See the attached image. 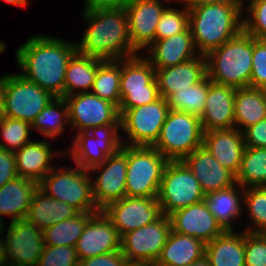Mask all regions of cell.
<instances>
[{
  "label": "cell",
  "mask_w": 266,
  "mask_h": 266,
  "mask_svg": "<svg viewBox=\"0 0 266 266\" xmlns=\"http://www.w3.org/2000/svg\"><path fill=\"white\" fill-rule=\"evenodd\" d=\"M15 52L20 75L53 96L64 97L65 72L69 60L78 52L76 42L38 34Z\"/></svg>",
  "instance_id": "1"
},
{
  "label": "cell",
  "mask_w": 266,
  "mask_h": 266,
  "mask_svg": "<svg viewBox=\"0 0 266 266\" xmlns=\"http://www.w3.org/2000/svg\"><path fill=\"white\" fill-rule=\"evenodd\" d=\"M87 29L77 41V51L102 60H118L138 55L132 47L124 7L84 5Z\"/></svg>",
  "instance_id": "2"
},
{
  "label": "cell",
  "mask_w": 266,
  "mask_h": 266,
  "mask_svg": "<svg viewBox=\"0 0 266 266\" xmlns=\"http://www.w3.org/2000/svg\"><path fill=\"white\" fill-rule=\"evenodd\" d=\"M244 3H218L188 6L189 28L195 47L206 56L243 30Z\"/></svg>",
  "instance_id": "3"
},
{
  "label": "cell",
  "mask_w": 266,
  "mask_h": 266,
  "mask_svg": "<svg viewBox=\"0 0 266 266\" xmlns=\"http://www.w3.org/2000/svg\"><path fill=\"white\" fill-rule=\"evenodd\" d=\"M252 56L253 36L242 30L205 56L207 77L221 85L250 87Z\"/></svg>",
  "instance_id": "4"
},
{
  "label": "cell",
  "mask_w": 266,
  "mask_h": 266,
  "mask_svg": "<svg viewBox=\"0 0 266 266\" xmlns=\"http://www.w3.org/2000/svg\"><path fill=\"white\" fill-rule=\"evenodd\" d=\"M203 135L200 117L169 110L159 137L152 147L168 161H181L195 149L202 147Z\"/></svg>",
  "instance_id": "5"
},
{
  "label": "cell",
  "mask_w": 266,
  "mask_h": 266,
  "mask_svg": "<svg viewBox=\"0 0 266 266\" xmlns=\"http://www.w3.org/2000/svg\"><path fill=\"white\" fill-rule=\"evenodd\" d=\"M76 168L54 167L38 183V187L50 197L65 202L79 212L101 211L94 200L90 171L74 164Z\"/></svg>",
  "instance_id": "6"
},
{
  "label": "cell",
  "mask_w": 266,
  "mask_h": 266,
  "mask_svg": "<svg viewBox=\"0 0 266 266\" xmlns=\"http://www.w3.org/2000/svg\"><path fill=\"white\" fill-rule=\"evenodd\" d=\"M168 160L154 147L128 146L126 196L158 197Z\"/></svg>",
  "instance_id": "7"
},
{
  "label": "cell",
  "mask_w": 266,
  "mask_h": 266,
  "mask_svg": "<svg viewBox=\"0 0 266 266\" xmlns=\"http://www.w3.org/2000/svg\"><path fill=\"white\" fill-rule=\"evenodd\" d=\"M4 226H0V266H37L45 246L42 231L27 219ZM5 229L6 237H1Z\"/></svg>",
  "instance_id": "8"
},
{
  "label": "cell",
  "mask_w": 266,
  "mask_h": 266,
  "mask_svg": "<svg viewBox=\"0 0 266 266\" xmlns=\"http://www.w3.org/2000/svg\"><path fill=\"white\" fill-rule=\"evenodd\" d=\"M120 115L126 110L152 103L160 98L155 68L139 54L121 59Z\"/></svg>",
  "instance_id": "9"
},
{
  "label": "cell",
  "mask_w": 266,
  "mask_h": 266,
  "mask_svg": "<svg viewBox=\"0 0 266 266\" xmlns=\"http://www.w3.org/2000/svg\"><path fill=\"white\" fill-rule=\"evenodd\" d=\"M204 199L205 193L187 165L182 160L168 161L162 174L157 197L162 214L169 216L178 209Z\"/></svg>",
  "instance_id": "10"
},
{
  "label": "cell",
  "mask_w": 266,
  "mask_h": 266,
  "mask_svg": "<svg viewBox=\"0 0 266 266\" xmlns=\"http://www.w3.org/2000/svg\"><path fill=\"white\" fill-rule=\"evenodd\" d=\"M121 123H110L77 132L70 150L75 164L85 170L102 164L123 146L118 131Z\"/></svg>",
  "instance_id": "11"
},
{
  "label": "cell",
  "mask_w": 266,
  "mask_h": 266,
  "mask_svg": "<svg viewBox=\"0 0 266 266\" xmlns=\"http://www.w3.org/2000/svg\"><path fill=\"white\" fill-rule=\"evenodd\" d=\"M170 108L167 99L158 100L139 107L126 109L121 115V130L128 136L127 146L152 147L162 130Z\"/></svg>",
  "instance_id": "12"
},
{
  "label": "cell",
  "mask_w": 266,
  "mask_h": 266,
  "mask_svg": "<svg viewBox=\"0 0 266 266\" xmlns=\"http://www.w3.org/2000/svg\"><path fill=\"white\" fill-rule=\"evenodd\" d=\"M54 97L49 91L26 80L20 74H5L6 117L31 124Z\"/></svg>",
  "instance_id": "13"
},
{
  "label": "cell",
  "mask_w": 266,
  "mask_h": 266,
  "mask_svg": "<svg viewBox=\"0 0 266 266\" xmlns=\"http://www.w3.org/2000/svg\"><path fill=\"white\" fill-rule=\"evenodd\" d=\"M127 161L128 146L123 145L113 155L108 156L102 164L89 170L100 173L92 181L93 197L100 210L109 203L121 200L126 196Z\"/></svg>",
  "instance_id": "14"
},
{
  "label": "cell",
  "mask_w": 266,
  "mask_h": 266,
  "mask_svg": "<svg viewBox=\"0 0 266 266\" xmlns=\"http://www.w3.org/2000/svg\"><path fill=\"white\" fill-rule=\"evenodd\" d=\"M120 236L156 221L161 215L157 197H128L102 209Z\"/></svg>",
  "instance_id": "15"
},
{
  "label": "cell",
  "mask_w": 266,
  "mask_h": 266,
  "mask_svg": "<svg viewBox=\"0 0 266 266\" xmlns=\"http://www.w3.org/2000/svg\"><path fill=\"white\" fill-rule=\"evenodd\" d=\"M64 98L68 104L72 129L78 128L81 132L100 125L121 123L119 108L91 92H80Z\"/></svg>",
  "instance_id": "16"
},
{
  "label": "cell",
  "mask_w": 266,
  "mask_h": 266,
  "mask_svg": "<svg viewBox=\"0 0 266 266\" xmlns=\"http://www.w3.org/2000/svg\"><path fill=\"white\" fill-rule=\"evenodd\" d=\"M170 217L162 214L156 221L121 236V251L128 259L155 263L171 231Z\"/></svg>",
  "instance_id": "17"
},
{
  "label": "cell",
  "mask_w": 266,
  "mask_h": 266,
  "mask_svg": "<svg viewBox=\"0 0 266 266\" xmlns=\"http://www.w3.org/2000/svg\"><path fill=\"white\" fill-rule=\"evenodd\" d=\"M75 250L79 260L121 250V236L102 210L89 219Z\"/></svg>",
  "instance_id": "18"
},
{
  "label": "cell",
  "mask_w": 266,
  "mask_h": 266,
  "mask_svg": "<svg viewBox=\"0 0 266 266\" xmlns=\"http://www.w3.org/2000/svg\"><path fill=\"white\" fill-rule=\"evenodd\" d=\"M132 47L139 52L155 41L157 24L165 7L160 0H129L124 6Z\"/></svg>",
  "instance_id": "19"
},
{
  "label": "cell",
  "mask_w": 266,
  "mask_h": 266,
  "mask_svg": "<svg viewBox=\"0 0 266 266\" xmlns=\"http://www.w3.org/2000/svg\"><path fill=\"white\" fill-rule=\"evenodd\" d=\"M171 229L174 232L193 236L205 244L225 232L213 213L208 209L205 200L178 209L169 215Z\"/></svg>",
  "instance_id": "20"
},
{
  "label": "cell",
  "mask_w": 266,
  "mask_h": 266,
  "mask_svg": "<svg viewBox=\"0 0 266 266\" xmlns=\"http://www.w3.org/2000/svg\"><path fill=\"white\" fill-rule=\"evenodd\" d=\"M235 92V87L217 84L208 78L206 103L200 117L204 132L235 129Z\"/></svg>",
  "instance_id": "21"
},
{
  "label": "cell",
  "mask_w": 266,
  "mask_h": 266,
  "mask_svg": "<svg viewBox=\"0 0 266 266\" xmlns=\"http://www.w3.org/2000/svg\"><path fill=\"white\" fill-rule=\"evenodd\" d=\"M199 181L205 195L236 184V176L224 168L204 147L182 160Z\"/></svg>",
  "instance_id": "22"
},
{
  "label": "cell",
  "mask_w": 266,
  "mask_h": 266,
  "mask_svg": "<svg viewBox=\"0 0 266 266\" xmlns=\"http://www.w3.org/2000/svg\"><path fill=\"white\" fill-rule=\"evenodd\" d=\"M204 147L224 168L238 174L246 149L243 132L238 129H221L204 132Z\"/></svg>",
  "instance_id": "23"
},
{
  "label": "cell",
  "mask_w": 266,
  "mask_h": 266,
  "mask_svg": "<svg viewBox=\"0 0 266 266\" xmlns=\"http://www.w3.org/2000/svg\"><path fill=\"white\" fill-rule=\"evenodd\" d=\"M147 49L150 56L145 58L155 69L175 66L200 55L189 27L182 33L155 40Z\"/></svg>",
  "instance_id": "24"
},
{
  "label": "cell",
  "mask_w": 266,
  "mask_h": 266,
  "mask_svg": "<svg viewBox=\"0 0 266 266\" xmlns=\"http://www.w3.org/2000/svg\"><path fill=\"white\" fill-rule=\"evenodd\" d=\"M207 75L206 57L199 55L187 62L155 69V79L160 97L167 99L178 90L187 89L199 83Z\"/></svg>",
  "instance_id": "25"
},
{
  "label": "cell",
  "mask_w": 266,
  "mask_h": 266,
  "mask_svg": "<svg viewBox=\"0 0 266 266\" xmlns=\"http://www.w3.org/2000/svg\"><path fill=\"white\" fill-rule=\"evenodd\" d=\"M48 141H31L25 144L20 150L14 152L16 171L18 176L30 179L39 183L55 165L51 164L55 155H63L61 152H51Z\"/></svg>",
  "instance_id": "26"
},
{
  "label": "cell",
  "mask_w": 266,
  "mask_h": 266,
  "mask_svg": "<svg viewBox=\"0 0 266 266\" xmlns=\"http://www.w3.org/2000/svg\"><path fill=\"white\" fill-rule=\"evenodd\" d=\"M38 183L16 176L0 188V226L4 225L2 216H10L11 222L26 219Z\"/></svg>",
  "instance_id": "27"
},
{
  "label": "cell",
  "mask_w": 266,
  "mask_h": 266,
  "mask_svg": "<svg viewBox=\"0 0 266 266\" xmlns=\"http://www.w3.org/2000/svg\"><path fill=\"white\" fill-rule=\"evenodd\" d=\"M205 243L193 236L170 231L155 266H187L205 256Z\"/></svg>",
  "instance_id": "28"
},
{
  "label": "cell",
  "mask_w": 266,
  "mask_h": 266,
  "mask_svg": "<svg viewBox=\"0 0 266 266\" xmlns=\"http://www.w3.org/2000/svg\"><path fill=\"white\" fill-rule=\"evenodd\" d=\"M78 213L79 211L73 206L50 197L38 187L34 192L26 219L44 231Z\"/></svg>",
  "instance_id": "29"
},
{
  "label": "cell",
  "mask_w": 266,
  "mask_h": 266,
  "mask_svg": "<svg viewBox=\"0 0 266 266\" xmlns=\"http://www.w3.org/2000/svg\"><path fill=\"white\" fill-rule=\"evenodd\" d=\"M245 231H225L205 245L211 266H245Z\"/></svg>",
  "instance_id": "30"
},
{
  "label": "cell",
  "mask_w": 266,
  "mask_h": 266,
  "mask_svg": "<svg viewBox=\"0 0 266 266\" xmlns=\"http://www.w3.org/2000/svg\"><path fill=\"white\" fill-rule=\"evenodd\" d=\"M266 118V90L236 88L234 102L235 129L243 132ZM241 127V128H240Z\"/></svg>",
  "instance_id": "31"
},
{
  "label": "cell",
  "mask_w": 266,
  "mask_h": 266,
  "mask_svg": "<svg viewBox=\"0 0 266 266\" xmlns=\"http://www.w3.org/2000/svg\"><path fill=\"white\" fill-rule=\"evenodd\" d=\"M243 191L244 188L236 183L226 189L209 192L205 195L204 200L208 209L225 231H233L232 220L242 215Z\"/></svg>",
  "instance_id": "32"
},
{
  "label": "cell",
  "mask_w": 266,
  "mask_h": 266,
  "mask_svg": "<svg viewBox=\"0 0 266 266\" xmlns=\"http://www.w3.org/2000/svg\"><path fill=\"white\" fill-rule=\"evenodd\" d=\"M103 61L77 52L69 60L65 72L64 97L80 92H91L97 68Z\"/></svg>",
  "instance_id": "33"
},
{
  "label": "cell",
  "mask_w": 266,
  "mask_h": 266,
  "mask_svg": "<svg viewBox=\"0 0 266 266\" xmlns=\"http://www.w3.org/2000/svg\"><path fill=\"white\" fill-rule=\"evenodd\" d=\"M97 212H79L70 219L61 221L42 231L47 246L75 247L89 219Z\"/></svg>",
  "instance_id": "34"
},
{
  "label": "cell",
  "mask_w": 266,
  "mask_h": 266,
  "mask_svg": "<svg viewBox=\"0 0 266 266\" xmlns=\"http://www.w3.org/2000/svg\"><path fill=\"white\" fill-rule=\"evenodd\" d=\"M121 59L104 60L97 68L91 93L119 107Z\"/></svg>",
  "instance_id": "35"
},
{
  "label": "cell",
  "mask_w": 266,
  "mask_h": 266,
  "mask_svg": "<svg viewBox=\"0 0 266 266\" xmlns=\"http://www.w3.org/2000/svg\"><path fill=\"white\" fill-rule=\"evenodd\" d=\"M66 123H69L68 104L64 97H54L33 120L31 128L55 139L63 133Z\"/></svg>",
  "instance_id": "36"
},
{
  "label": "cell",
  "mask_w": 266,
  "mask_h": 266,
  "mask_svg": "<svg viewBox=\"0 0 266 266\" xmlns=\"http://www.w3.org/2000/svg\"><path fill=\"white\" fill-rule=\"evenodd\" d=\"M236 183L243 188L266 186V148L246 147Z\"/></svg>",
  "instance_id": "37"
},
{
  "label": "cell",
  "mask_w": 266,
  "mask_h": 266,
  "mask_svg": "<svg viewBox=\"0 0 266 266\" xmlns=\"http://www.w3.org/2000/svg\"><path fill=\"white\" fill-rule=\"evenodd\" d=\"M208 93L207 75L187 89L175 91L167 98L170 110L186 112L201 117Z\"/></svg>",
  "instance_id": "38"
},
{
  "label": "cell",
  "mask_w": 266,
  "mask_h": 266,
  "mask_svg": "<svg viewBox=\"0 0 266 266\" xmlns=\"http://www.w3.org/2000/svg\"><path fill=\"white\" fill-rule=\"evenodd\" d=\"M243 204L248 210L252 225H248L245 231L266 233V186L244 188Z\"/></svg>",
  "instance_id": "39"
},
{
  "label": "cell",
  "mask_w": 266,
  "mask_h": 266,
  "mask_svg": "<svg viewBox=\"0 0 266 266\" xmlns=\"http://www.w3.org/2000/svg\"><path fill=\"white\" fill-rule=\"evenodd\" d=\"M30 129H32L31 124L28 122L6 116L2 117L0 119V132L4 142H0V148L12 152L20 150L25 144L32 141L29 138Z\"/></svg>",
  "instance_id": "40"
},
{
  "label": "cell",
  "mask_w": 266,
  "mask_h": 266,
  "mask_svg": "<svg viewBox=\"0 0 266 266\" xmlns=\"http://www.w3.org/2000/svg\"><path fill=\"white\" fill-rule=\"evenodd\" d=\"M189 27V8L182 10L166 7L157 24L155 40L164 39L184 32Z\"/></svg>",
  "instance_id": "41"
},
{
  "label": "cell",
  "mask_w": 266,
  "mask_h": 266,
  "mask_svg": "<svg viewBox=\"0 0 266 266\" xmlns=\"http://www.w3.org/2000/svg\"><path fill=\"white\" fill-rule=\"evenodd\" d=\"M247 17H243V30L256 39H266V0H250Z\"/></svg>",
  "instance_id": "42"
},
{
  "label": "cell",
  "mask_w": 266,
  "mask_h": 266,
  "mask_svg": "<svg viewBox=\"0 0 266 266\" xmlns=\"http://www.w3.org/2000/svg\"><path fill=\"white\" fill-rule=\"evenodd\" d=\"M75 247L44 246L37 266H79Z\"/></svg>",
  "instance_id": "43"
},
{
  "label": "cell",
  "mask_w": 266,
  "mask_h": 266,
  "mask_svg": "<svg viewBox=\"0 0 266 266\" xmlns=\"http://www.w3.org/2000/svg\"><path fill=\"white\" fill-rule=\"evenodd\" d=\"M250 87L266 90V39L254 36Z\"/></svg>",
  "instance_id": "44"
},
{
  "label": "cell",
  "mask_w": 266,
  "mask_h": 266,
  "mask_svg": "<svg viewBox=\"0 0 266 266\" xmlns=\"http://www.w3.org/2000/svg\"><path fill=\"white\" fill-rule=\"evenodd\" d=\"M245 266H266V233L245 231Z\"/></svg>",
  "instance_id": "45"
},
{
  "label": "cell",
  "mask_w": 266,
  "mask_h": 266,
  "mask_svg": "<svg viewBox=\"0 0 266 266\" xmlns=\"http://www.w3.org/2000/svg\"><path fill=\"white\" fill-rule=\"evenodd\" d=\"M246 147L266 148V118L243 131Z\"/></svg>",
  "instance_id": "46"
},
{
  "label": "cell",
  "mask_w": 266,
  "mask_h": 266,
  "mask_svg": "<svg viewBox=\"0 0 266 266\" xmlns=\"http://www.w3.org/2000/svg\"><path fill=\"white\" fill-rule=\"evenodd\" d=\"M18 176L14 152L0 148V188Z\"/></svg>",
  "instance_id": "47"
},
{
  "label": "cell",
  "mask_w": 266,
  "mask_h": 266,
  "mask_svg": "<svg viewBox=\"0 0 266 266\" xmlns=\"http://www.w3.org/2000/svg\"><path fill=\"white\" fill-rule=\"evenodd\" d=\"M126 257L121 250L79 261V266H123Z\"/></svg>",
  "instance_id": "48"
},
{
  "label": "cell",
  "mask_w": 266,
  "mask_h": 266,
  "mask_svg": "<svg viewBox=\"0 0 266 266\" xmlns=\"http://www.w3.org/2000/svg\"><path fill=\"white\" fill-rule=\"evenodd\" d=\"M129 0H85V5L97 7H124Z\"/></svg>",
  "instance_id": "49"
},
{
  "label": "cell",
  "mask_w": 266,
  "mask_h": 266,
  "mask_svg": "<svg viewBox=\"0 0 266 266\" xmlns=\"http://www.w3.org/2000/svg\"><path fill=\"white\" fill-rule=\"evenodd\" d=\"M170 1V0H169ZM177 2H183L187 6H200L204 4H218V3H244V0H171Z\"/></svg>",
  "instance_id": "50"
},
{
  "label": "cell",
  "mask_w": 266,
  "mask_h": 266,
  "mask_svg": "<svg viewBox=\"0 0 266 266\" xmlns=\"http://www.w3.org/2000/svg\"><path fill=\"white\" fill-rule=\"evenodd\" d=\"M5 112V75H0V119Z\"/></svg>",
  "instance_id": "51"
},
{
  "label": "cell",
  "mask_w": 266,
  "mask_h": 266,
  "mask_svg": "<svg viewBox=\"0 0 266 266\" xmlns=\"http://www.w3.org/2000/svg\"><path fill=\"white\" fill-rule=\"evenodd\" d=\"M123 266H155V264L149 261H145V260L126 258L123 263Z\"/></svg>",
  "instance_id": "52"
},
{
  "label": "cell",
  "mask_w": 266,
  "mask_h": 266,
  "mask_svg": "<svg viewBox=\"0 0 266 266\" xmlns=\"http://www.w3.org/2000/svg\"><path fill=\"white\" fill-rule=\"evenodd\" d=\"M187 266H211V265H210V261L208 260V258L206 256H203L201 259Z\"/></svg>",
  "instance_id": "53"
},
{
  "label": "cell",
  "mask_w": 266,
  "mask_h": 266,
  "mask_svg": "<svg viewBox=\"0 0 266 266\" xmlns=\"http://www.w3.org/2000/svg\"><path fill=\"white\" fill-rule=\"evenodd\" d=\"M5 1L6 3H9V4H12V5H15V6H26L27 3H28V0H3Z\"/></svg>",
  "instance_id": "54"
}]
</instances>
